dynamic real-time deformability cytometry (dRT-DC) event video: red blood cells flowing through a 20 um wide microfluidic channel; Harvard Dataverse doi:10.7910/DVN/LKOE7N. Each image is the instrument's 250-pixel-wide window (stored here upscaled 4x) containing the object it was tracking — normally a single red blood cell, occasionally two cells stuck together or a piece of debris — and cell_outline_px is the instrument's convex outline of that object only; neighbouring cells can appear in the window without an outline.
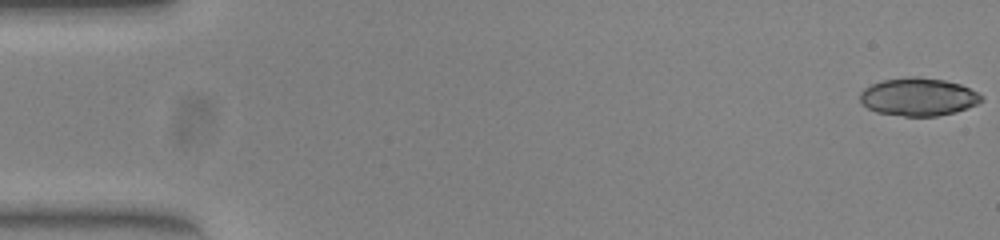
{"species": "common noctule bat (a hibernating species)", "species_latin": "Nyctalus noctula", "temperature_condition": "warm", "stored_images_in_passage": 9, "camera_frame_rate_fps": 3000, "um_per_image_px": 0.085, "animal": {"sex": "female", "body_mass_g": 23.0, "forearm_length_mm": 53.4}, "frame": {"image": 1, "passage_image": 1, "time_ms": 0.0, "image_size_px": [1000, 240], "cell_outline_px": [[984, 100], [968, 108], [956, 112], [936, 116], [904, 116], [876, 112], [860, 104], [860, 92], [864, 88], [872, 84], [884, 80], [912, 76], [920, 76], [944, 80], [960, 84], [984, 96]], "centroid_in_image_um": [78.05, 8.23], "position_along_channel_um": 6.9, "area_um2": 26.93}}